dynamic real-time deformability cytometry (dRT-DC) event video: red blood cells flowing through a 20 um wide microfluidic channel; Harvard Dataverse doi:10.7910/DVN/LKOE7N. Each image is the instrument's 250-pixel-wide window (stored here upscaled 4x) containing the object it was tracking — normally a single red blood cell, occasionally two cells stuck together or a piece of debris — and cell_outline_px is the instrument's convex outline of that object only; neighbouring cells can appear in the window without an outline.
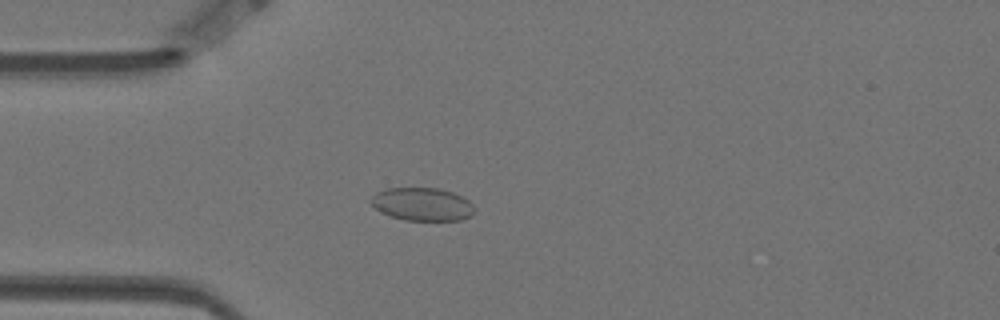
{"species": "Egyptian fruit bat (a non-hibernating species)", "species_latin": "Rousettus aegyptiacus", "temperature_condition": "warm", "stored_images_in_passage": 58, "camera_frame_rate_fps": 3000, "um_per_image_px": 0.085, "animal": {"sex": "female"}, "frame": {"image": 1, "passage_image": 16, "time_ms": 5.0, "image_size_px": [1000, 320], "cell_outline_px": [[476, 208], [472, 216], [460, 220], [404, 220], [380, 212], [368, 200], [376, 192], [388, 188], [440, 188], [452, 192], [468, 200]], "centroid_in_image_um": [35.9, 17.36], "position_along_channel_um": 49.1, "area_um2": 20.0}}
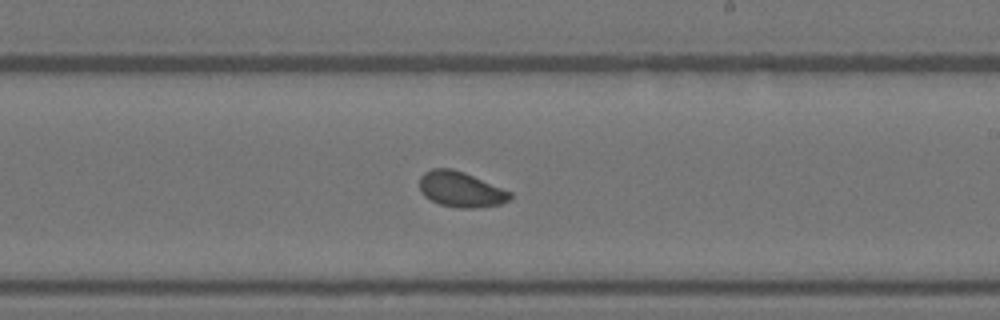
{"frame": {"image": 2, "passage_image": 34, "time_ms": 11.0, "image_size_px": [1000, 320], "cell_outline_px": [[512, 196], [508, 200], [500, 204], [472, 208], [460, 208], [440, 204], [424, 196], [420, 192], [420, 176], [424, 172], [432, 168], [452, 168], [464, 172], [512, 192]], "centroid_in_image_um": [39.15, 16.08], "position_along_channel_um": 249.9, "area_um2": 18.61}}
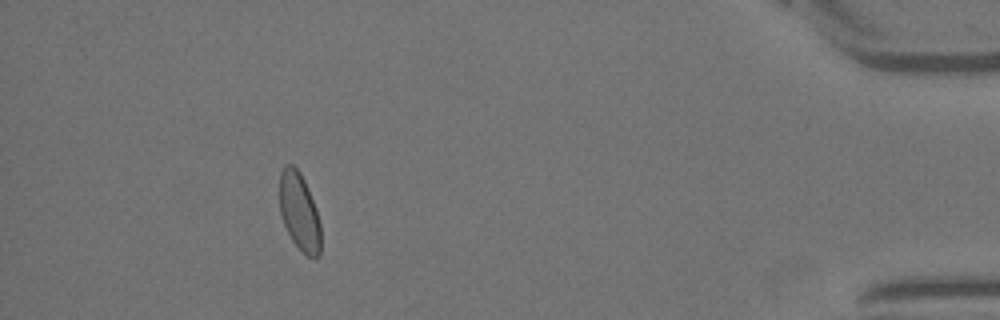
{"frame": {"image": 3, "passage_image": 53, "time_ms": 17.333, "image_size_px": [1000, 320], "cell_outline_px": [[320, 256], [308, 256], [292, 240], [280, 216], [280, 172], [284, 164], [292, 164], [300, 172], [304, 180], [316, 208], [320, 224]], "centroid_in_image_um": [25.43, 17.96], "position_along_channel_um": 409.8, "area_um2": 18.44}, "authors_computed_cell_mechanics": {"area_um2": 19.2474, "velocity_mm_per_s": 3.4959, "shape_relaxation_time_tau1_ms": 3.4421, "shape_relaxation_time_tau2_ms": 11.1803, "deformation_change_tau1": 0.0549, "deformation_change_tau2": 0.0903}}